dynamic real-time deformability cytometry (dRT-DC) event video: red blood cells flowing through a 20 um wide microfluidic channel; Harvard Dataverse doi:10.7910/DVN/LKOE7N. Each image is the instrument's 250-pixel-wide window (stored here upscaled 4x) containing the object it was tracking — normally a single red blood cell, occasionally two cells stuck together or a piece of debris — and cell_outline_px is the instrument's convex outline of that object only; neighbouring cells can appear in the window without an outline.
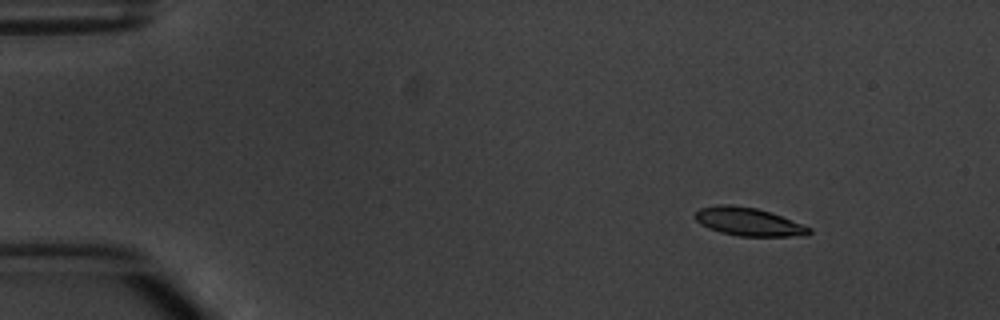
{"species": "common noctule bat (a hibernating species)", "species_latin": "Nyctalus noctula", "temperature_condition": "warm", "stored_images_in_passage": 3, "camera_frame_rate_fps": 3000, "um_per_image_px": 0.085, "animal": {"sex": "male", "body_mass_g": 20.1, "forearm_length_mm": 53.5}, "frame": {"image": 1, "passage_image": 1, "time_ms": 0.0, "image_size_px": [1000, 320], "cell_outline_px": [[812, 232], [808, 236], [740, 236], [720, 232], [708, 228], [700, 224], [696, 220], [696, 212], [700, 208], [716, 204], [732, 204], [756, 208], [780, 216], [812, 228]], "centroid_in_image_um": [63.62, 18.85], "position_along_channel_um": 21.4, "area_um2": 18.67}}